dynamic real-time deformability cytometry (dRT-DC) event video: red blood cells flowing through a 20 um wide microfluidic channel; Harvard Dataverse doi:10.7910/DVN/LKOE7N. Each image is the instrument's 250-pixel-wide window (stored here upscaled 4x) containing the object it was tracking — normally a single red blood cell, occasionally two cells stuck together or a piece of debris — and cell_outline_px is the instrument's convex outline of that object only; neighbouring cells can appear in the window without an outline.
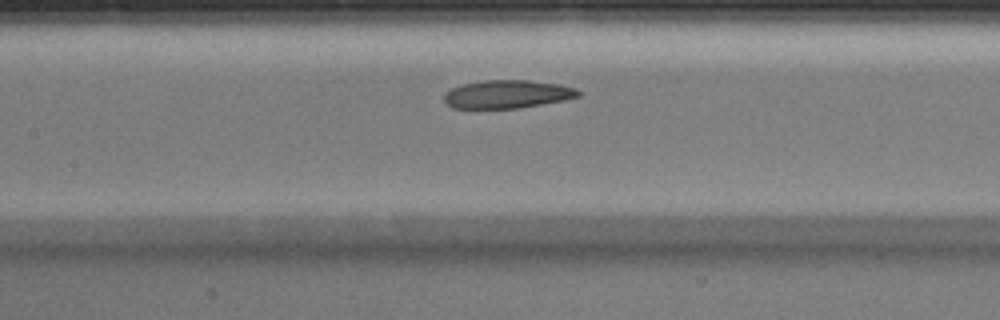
{"species": "Egyptian fruit bat (a non-hibernating species)", "species_latin": "Rousettus aegyptiacus", "temperature_condition": "warm", "stored_images_in_passage": 32, "camera_frame_rate_fps": 3000, "um_per_image_px": 0.085, "animal": {"sex": "male"}, "frame": {"image": 1, "passage_image": 10, "time_ms": 3.0, "image_size_px": [1000, 320], "cell_outline_px": [[580, 96], [564, 100], [520, 108], [452, 108], [444, 100], [444, 92], [460, 84], [484, 80], [528, 80], [560, 84], [576, 88], [580, 92]], "centroid_in_image_um": [43.11, 8.0], "position_along_channel_um": 164.3, "area_um2": 22.14}}
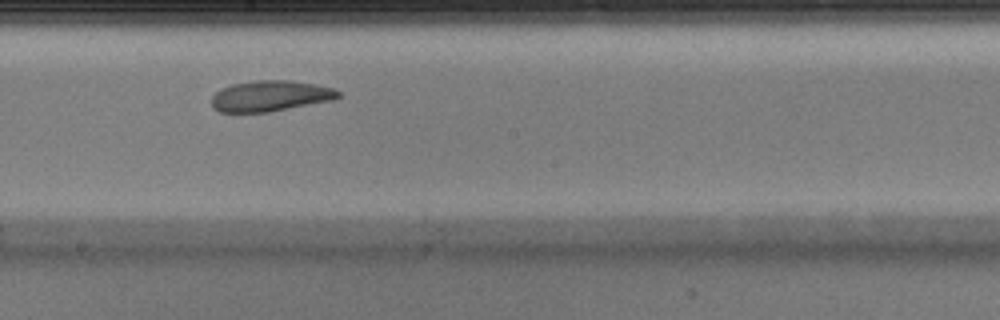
{"frame": {"image": 2, "passage_image": 14, "time_ms": 4.333, "image_size_px": [1000, 320], "cell_outline_px": [[340, 96], [332, 100], [268, 112], [220, 112], [212, 108], [212, 96], [220, 88], [232, 84], [256, 80], [288, 80], [312, 84], [332, 88], [340, 92]], "centroid_in_image_um": [22.92, 8.16], "position_along_channel_um": 225.3, "area_um2": 22.54}}
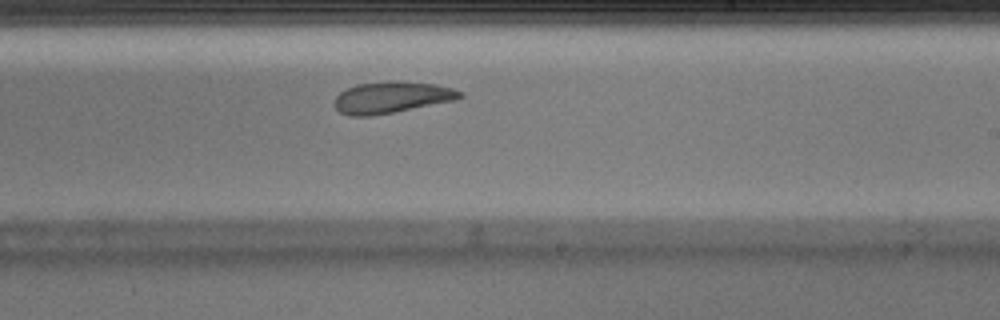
{"frame": {"image": 3, "passage_image": 16, "time_ms": 5.0, "image_size_px": [1000, 320], "cell_outline_px": [[464, 96], [452, 100], [392, 112], [368, 116], [348, 116], [340, 112], [336, 108], [336, 96], [340, 92], [348, 88], [360, 84], [432, 84], [452, 88], [464, 92]], "centroid_in_image_um": [33.26, 8.33], "position_along_channel_um": 255.7, "area_um2": 21.44}}